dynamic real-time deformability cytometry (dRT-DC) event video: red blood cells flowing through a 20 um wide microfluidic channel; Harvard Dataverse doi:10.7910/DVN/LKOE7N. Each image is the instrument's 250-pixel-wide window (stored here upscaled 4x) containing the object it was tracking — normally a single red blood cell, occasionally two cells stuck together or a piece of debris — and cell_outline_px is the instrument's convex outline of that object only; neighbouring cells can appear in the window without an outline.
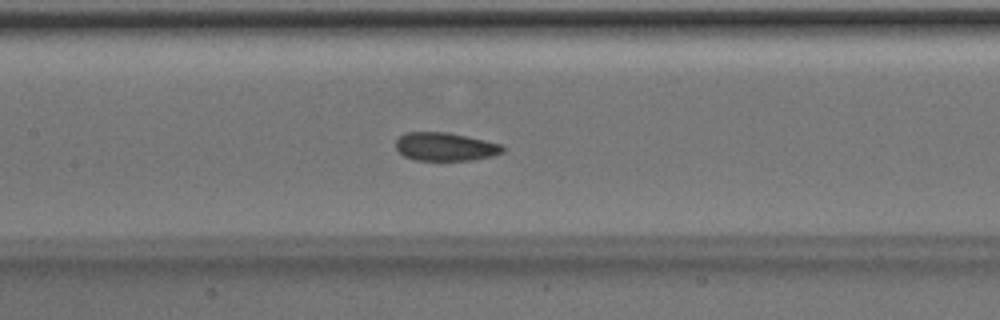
{"species": "Egyptian fruit bat (a non-hibernating species)", "species_latin": "Rousettus aegyptiacus", "temperature_condition": "room temperature", "stored_images_in_passage": 51, "camera_frame_rate_fps": 3000, "um_per_image_px": 0.085, "animal": {"sex": "male"}, "frame": {"image": 1, "passage_image": 24, "time_ms": 7.667, "image_size_px": [1000, 320], "cell_outline_px": [[504, 152], [492, 156], [472, 160], [416, 160], [404, 156], [396, 148], [396, 140], [400, 136], [408, 132], [448, 132], [484, 140], [500, 144], [504, 148]], "centroid_in_image_um": [37.85, 12.47], "position_along_channel_um": 169.6, "area_um2": 17.51}}
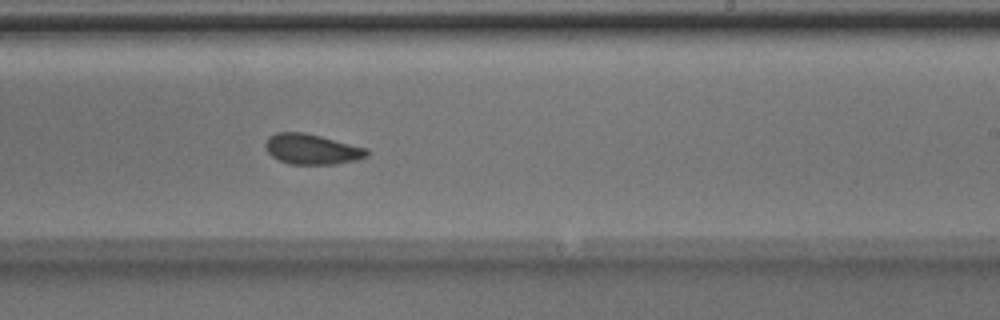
{"frame": {"image": 2, "passage_image": 31, "time_ms": 10.0, "image_size_px": [1000, 320], "cell_outline_px": [[368, 156], [356, 160], [336, 164], [288, 164], [272, 156], [268, 152], [264, 144], [268, 136], [276, 132], [304, 132], [368, 148]], "centroid_in_image_um": [26.5, 12.67], "position_along_channel_um": 262.5, "area_um2": 17.98}}
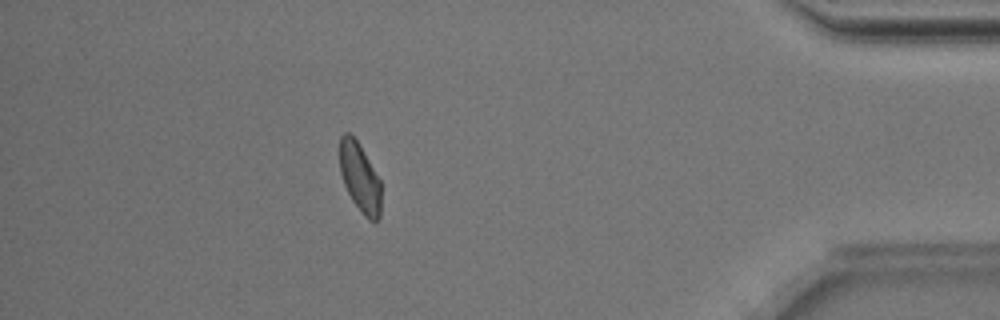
{"frame": {"image": 3, "passage_image": 45, "time_ms": 14.667, "image_size_px": [1000, 320], "cell_outline_px": [[380, 216], [376, 220], [368, 220], [364, 216], [352, 200], [344, 184], [340, 172], [340, 136], [344, 132], [348, 132], [356, 140], [380, 180]], "centroid_in_image_um": [30.57, 15.1], "position_along_channel_um": 404.6, "area_um2": 16.3}, "authors_computed_cell_mechanics": {"area_um2": 18.2648, "velocity_mm_per_s": 3.999, "shape_relaxation_time_tau1_ms": 8.2598, "shape_relaxation_time_tau2_ms": 1.4298, "deformation_change_tau1": 0.1298, "deformation_change_tau2": 0.0692}}